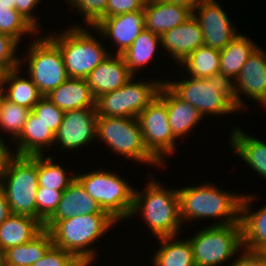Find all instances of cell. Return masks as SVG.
Segmentation results:
<instances>
[{
	"label": "cell",
	"instance_id": "obj_1",
	"mask_svg": "<svg viewBox=\"0 0 266 266\" xmlns=\"http://www.w3.org/2000/svg\"><path fill=\"white\" fill-rule=\"evenodd\" d=\"M178 196L183 225L203 218L219 220L211 225H230L240 222L243 193L225 191L218 185L215 186L213 182H204L197 186H179Z\"/></svg>",
	"mask_w": 266,
	"mask_h": 266
},
{
	"label": "cell",
	"instance_id": "obj_2",
	"mask_svg": "<svg viewBox=\"0 0 266 266\" xmlns=\"http://www.w3.org/2000/svg\"><path fill=\"white\" fill-rule=\"evenodd\" d=\"M152 178V179H151ZM144 186V190L135 188L133 207L129 215L141 216L151 235L156 238L180 235L182 222L180 219L178 188H168L153 177ZM157 180V181H156ZM181 227V228H180Z\"/></svg>",
	"mask_w": 266,
	"mask_h": 266
},
{
	"label": "cell",
	"instance_id": "obj_3",
	"mask_svg": "<svg viewBox=\"0 0 266 266\" xmlns=\"http://www.w3.org/2000/svg\"><path fill=\"white\" fill-rule=\"evenodd\" d=\"M178 80L167 79L165 84L178 97L195 107L204 119L239 112L235 81L222 72L206 79L186 76Z\"/></svg>",
	"mask_w": 266,
	"mask_h": 266
},
{
	"label": "cell",
	"instance_id": "obj_4",
	"mask_svg": "<svg viewBox=\"0 0 266 266\" xmlns=\"http://www.w3.org/2000/svg\"><path fill=\"white\" fill-rule=\"evenodd\" d=\"M117 223L109 214H83L58 221L48 231L54 246L73 253L80 261L95 262L99 254L92 245H98Z\"/></svg>",
	"mask_w": 266,
	"mask_h": 266
},
{
	"label": "cell",
	"instance_id": "obj_5",
	"mask_svg": "<svg viewBox=\"0 0 266 266\" xmlns=\"http://www.w3.org/2000/svg\"><path fill=\"white\" fill-rule=\"evenodd\" d=\"M89 30H95L100 37ZM59 32V33H58ZM46 34L60 49L70 78L85 79L111 52L102 43L101 34L94 28L74 23L64 30ZM94 35V36H93ZM108 50V51H107Z\"/></svg>",
	"mask_w": 266,
	"mask_h": 266
},
{
	"label": "cell",
	"instance_id": "obj_6",
	"mask_svg": "<svg viewBox=\"0 0 266 266\" xmlns=\"http://www.w3.org/2000/svg\"><path fill=\"white\" fill-rule=\"evenodd\" d=\"M100 169L78 172L76 179L103 211L117 222H125L133 207L135 188L116 172Z\"/></svg>",
	"mask_w": 266,
	"mask_h": 266
},
{
	"label": "cell",
	"instance_id": "obj_7",
	"mask_svg": "<svg viewBox=\"0 0 266 266\" xmlns=\"http://www.w3.org/2000/svg\"><path fill=\"white\" fill-rule=\"evenodd\" d=\"M99 140V141H98ZM96 142L105 144L114 154L155 167L163 166L148 152L137 118L98 117Z\"/></svg>",
	"mask_w": 266,
	"mask_h": 266
},
{
	"label": "cell",
	"instance_id": "obj_8",
	"mask_svg": "<svg viewBox=\"0 0 266 266\" xmlns=\"http://www.w3.org/2000/svg\"><path fill=\"white\" fill-rule=\"evenodd\" d=\"M195 266H224L243 250L240 222L230 225H209L188 237ZM237 254V255H236Z\"/></svg>",
	"mask_w": 266,
	"mask_h": 266
},
{
	"label": "cell",
	"instance_id": "obj_9",
	"mask_svg": "<svg viewBox=\"0 0 266 266\" xmlns=\"http://www.w3.org/2000/svg\"><path fill=\"white\" fill-rule=\"evenodd\" d=\"M38 188L37 155H13L0 181L11 214L36 218V192Z\"/></svg>",
	"mask_w": 266,
	"mask_h": 266
},
{
	"label": "cell",
	"instance_id": "obj_10",
	"mask_svg": "<svg viewBox=\"0 0 266 266\" xmlns=\"http://www.w3.org/2000/svg\"><path fill=\"white\" fill-rule=\"evenodd\" d=\"M29 43L27 55L24 53L20 56L19 67H27L28 73L24 74H29L39 92L46 96L69 78L63 56L59 47L47 35H36Z\"/></svg>",
	"mask_w": 266,
	"mask_h": 266
},
{
	"label": "cell",
	"instance_id": "obj_11",
	"mask_svg": "<svg viewBox=\"0 0 266 266\" xmlns=\"http://www.w3.org/2000/svg\"><path fill=\"white\" fill-rule=\"evenodd\" d=\"M133 76L125 85L117 90L104 93L95 100L98 117L137 118L148 104L158 95L159 89L166 80L142 79L134 81Z\"/></svg>",
	"mask_w": 266,
	"mask_h": 266
},
{
	"label": "cell",
	"instance_id": "obj_12",
	"mask_svg": "<svg viewBox=\"0 0 266 266\" xmlns=\"http://www.w3.org/2000/svg\"><path fill=\"white\" fill-rule=\"evenodd\" d=\"M137 119L146 149L165 169V160L173 156L178 143L169 125L166 104L156 96Z\"/></svg>",
	"mask_w": 266,
	"mask_h": 266
},
{
	"label": "cell",
	"instance_id": "obj_13",
	"mask_svg": "<svg viewBox=\"0 0 266 266\" xmlns=\"http://www.w3.org/2000/svg\"><path fill=\"white\" fill-rule=\"evenodd\" d=\"M98 115L95 108L66 111L62 123L55 133L54 147L72 152L96 142ZM79 148V149H78Z\"/></svg>",
	"mask_w": 266,
	"mask_h": 266
},
{
	"label": "cell",
	"instance_id": "obj_14",
	"mask_svg": "<svg viewBox=\"0 0 266 266\" xmlns=\"http://www.w3.org/2000/svg\"><path fill=\"white\" fill-rule=\"evenodd\" d=\"M221 5L220 0H205L192 11L203 32L204 45L217 50H222L240 34Z\"/></svg>",
	"mask_w": 266,
	"mask_h": 266
},
{
	"label": "cell",
	"instance_id": "obj_15",
	"mask_svg": "<svg viewBox=\"0 0 266 266\" xmlns=\"http://www.w3.org/2000/svg\"><path fill=\"white\" fill-rule=\"evenodd\" d=\"M237 109L246 110L243 96L262 105L266 109V52L258 46L249 56L235 80ZM241 95V96H240ZM243 95V96H242ZM244 101V102H243Z\"/></svg>",
	"mask_w": 266,
	"mask_h": 266
},
{
	"label": "cell",
	"instance_id": "obj_16",
	"mask_svg": "<svg viewBox=\"0 0 266 266\" xmlns=\"http://www.w3.org/2000/svg\"><path fill=\"white\" fill-rule=\"evenodd\" d=\"M94 28L102 39H108V43L112 40V44L116 45L117 50L113 54L122 55L145 29L144 10L106 17Z\"/></svg>",
	"mask_w": 266,
	"mask_h": 266
},
{
	"label": "cell",
	"instance_id": "obj_17",
	"mask_svg": "<svg viewBox=\"0 0 266 266\" xmlns=\"http://www.w3.org/2000/svg\"><path fill=\"white\" fill-rule=\"evenodd\" d=\"M160 39L165 57L167 53L173 58V64L179 66L193 51L204 45L203 32L193 15L180 25L167 30Z\"/></svg>",
	"mask_w": 266,
	"mask_h": 266
},
{
	"label": "cell",
	"instance_id": "obj_18",
	"mask_svg": "<svg viewBox=\"0 0 266 266\" xmlns=\"http://www.w3.org/2000/svg\"><path fill=\"white\" fill-rule=\"evenodd\" d=\"M108 214L91 198L81 183L75 179L62 193L54 213L44 222L43 227L49 230L56 222L75 215Z\"/></svg>",
	"mask_w": 266,
	"mask_h": 266
},
{
	"label": "cell",
	"instance_id": "obj_19",
	"mask_svg": "<svg viewBox=\"0 0 266 266\" xmlns=\"http://www.w3.org/2000/svg\"><path fill=\"white\" fill-rule=\"evenodd\" d=\"M133 75L122 55L112 53L85 78L95 98L125 85Z\"/></svg>",
	"mask_w": 266,
	"mask_h": 266
},
{
	"label": "cell",
	"instance_id": "obj_20",
	"mask_svg": "<svg viewBox=\"0 0 266 266\" xmlns=\"http://www.w3.org/2000/svg\"><path fill=\"white\" fill-rule=\"evenodd\" d=\"M243 193L240 208L243 249L266 253V205L259 210H251L256 195Z\"/></svg>",
	"mask_w": 266,
	"mask_h": 266
},
{
	"label": "cell",
	"instance_id": "obj_21",
	"mask_svg": "<svg viewBox=\"0 0 266 266\" xmlns=\"http://www.w3.org/2000/svg\"><path fill=\"white\" fill-rule=\"evenodd\" d=\"M157 96L166 104L169 125L177 140L193 132L204 119L195 107L178 97L165 83Z\"/></svg>",
	"mask_w": 266,
	"mask_h": 266
},
{
	"label": "cell",
	"instance_id": "obj_22",
	"mask_svg": "<svg viewBox=\"0 0 266 266\" xmlns=\"http://www.w3.org/2000/svg\"><path fill=\"white\" fill-rule=\"evenodd\" d=\"M55 134L31 111L28 114L23 131L12 143L14 155L34 156L45 155L54 148Z\"/></svg>",
	"mask_w": 266,
	"mask_h": 266
},
{
	"label": "cell",
	"instance_id": "obj_23",
	"mask_svg": "<svg viewBox=\"0 0 266 266\" xmlns=\"http://www.w3.org/2000/svg\"><path fill=\"white\" fill-rule=\"evenodd\" d=\"M145 29L161 36L167 30L185 22L192 11L182 5L163 0H146L144 5Z\"/></svg>",
	"mask_w": 266,
	"mask_h": 266
},
{
	"label": "cell",
	"instance_id": "obj_24",
	"mask_svg": "<svg viewBox=\"0 0 266 266\" xmlns=\"http://www.w3.org/2000/svg\"><path fill=\"white\" fill-rule=\"evenodd\" d=\"M228 145L233 149L251 170H254V174H258V177H262L266 180V143L260 139L246 134L245 131L240 129V126H235L229 132Z\"/></svg>",
	"mask_w": 266,
	"mask_h": 266
},
{
	"label": "cell",
	"instance_id": "obj_25",
	"mask_svg": "<svg viewBox=\"0 0 266 266\" xmlns=\"http://www.w3.org/2000/svg\"><path fill=\"white\" fill-rule=\"evenodd\" d=\"M46 97L62 111L81 108H95L96 98L85 79L68 78Z\"/></svg>",
	"mask_w": 266,
	"mask_h": 266
},
{
	"label": "cell",
	"instance_id": "obj_26",
	"mask_svg": "<svg viewBox=\"0 0 266 266\" xmlns=\"http://www.w3.org/2000/svg\"><path fill=\"white\" fill-rule=\"evenodd\" d=\"M0 93L7 100L30 110L43 97L31 78L28 75L27 77L23 75L20 67L10 70L0 77Z\"/></svg>",
	"mask_w": 266,
	"mask_h": 266
},
{
	"label": "cell",
	"instance_id": "obj_27",
	"mask_svg": "<svg viewBox=\"0 0 266 266\" xmlns=\"http://www.w3.org/2000/svg\"><path fill=\"white\" fill-rule=\"evenodd\" d=\"M44 229L36 218L11 214L0 225V247L4 250L31 241Z\"/></svg>",
	"mask_w": 266,
	"mask_h": 266
},
{
	"label": "cell",
	"instance_id": "obj_28",
	"mask_svg": "<svg viewBox=\"0 0 266 266\" xmlns=\"http://www.w3.org/2000/svg\"><path fill=\"white\" fill-rule=\"evenodd\" d=\"M160 36L144 29L122 54L130 73L135 76L140 69L153 63L158 52L161 54ZM159 50V51H158ZM157 52V53H156ZM136 73V74H135Z\"/></svg>",
	"mask_w": 266,
	"mask_h": 266
},
{
	"label": "cell",
	"instance_id": "obj_29",
	"mask_svg": "<svg viewBox=\"0 0 266 266\" xmlns=\"http://www.w3.org/2000/svg\"><path fill=\"white\" fill-rule=\"evenodd\" d=\"M160 248L153 254V266H195L189 240L179 235L157 239Z\"/></svg>",
	"mask_w": 266,
	"mask_h": 266
},
{
	"label": "cell",
	"instance_id": "obj_30",
	"mask_svg": "<svg viewBox=\"0 0 266 266\" xmlns=\"http://www.w3.org/2000/svg\"><path fill=\"white\" fill-rule=\"evenodd\" d=\"M257 44L243 33L236 36L226 47L220 50V72L234 81Z\"/></svg>",
	"mask_w": 266,
	"mask_h": 266
},
{
	"label": "cell",
	"instance_id": "obj_31",
	"mask_svg": "<svg viewBox=\"0 0 266 266\" xmlns=\"http://www.w3.org/2000/svg\"><path fill=\"white\" fill-rule=\"evenodd\" d=\"M53 246L48 230L43 229L31 241L5 250L6 265L31 266Z\"/></svg>",
	"mask_w": 266,
	"mask_h": 266
},
{
	"label": "cell",
	"instance_id": "obj_32",
	"mask_svg": "<svg viewBox=\"0 0 266 266\" xmlns=\"http://www.w3.org/2000/svg\"><path fill=\"white\" fill-rule=\"evenodd\" d=\"M180 65L179 68H183V72H186L185 76L201 79L209 78L220 72V50L202 45Z\"/></svg>",
	"mask_w": 266,
	"mask_h": 266
},
{
	"label": "cell",
	"instance_id": "obj_33",
	"mask_svg": "<svg viewBox=\"0 0 266 266\" xmlns=\"http://www.w3.org/2000/svg\"><path fill=\"white\" fill-rule=\"evenodd\" d=\"M54 157L37 155L38 187L64 191L76 179V172H67L64 166L55 162Z\"/></svg>",
	"mask_w": 266,
	"mask_h": 266
},
{
	"label": "cell",
	"instance_id": "obj_34",
	"mask_svg": "<svg viewBox=\"0 0 266 266\" xmlns=\"http://www.w3.org/2000/svg\"><path fill=\"white\" fill-rule=\"evenodd\" d=\"M0 33L13 37L19 44L23 35L41 34L14 8V0H0Z\"/></svg>",
	"mask_w": 266,
	"mask_h": 266
},
{
	"label": "cell",
	"instance_id": "obj_35",
	"mask_svg": "<svg viewBox=\"0 0 266 266\" xmlns=\"http://www.w3.org/2000/svg\"><path fill=\"white\" fill-rule=\"evenodd\" d=\"M30 109L7 100L0 93V130L9 134L8 141L14 142L23 131ZM0 138H3L0 135Z\"/></svg>",
	"mask_w": 266,
	"mask_h": 266
},
{
	"label": "cell",
	"instance_id": "obj_36",
	"mask_svg": "<svg viewBox=\"0 0 266 266\" xmlns=\"http://www.w3.org/2000/svg\"><path fill=\"white\" fill-rule=\"evenodd\" d=\"M74 12L80 14L85 21V26L95 27L102 19L106 18L108 0H66Z\"/></svg>",
	"mask_w": 266,
	"mask_h": 266
},
{
	"label": "cell",
	"instance_id": "obj_37",
	"mask_svg": "<svg viewBox=\"0 0 266 266\" xmlns=\"http://www.w3.org/2000/svg\"><path fill=\"white\" fill-rule=\"evenodd\" d=\"M63 191L38 187L36 192V219L42 224L54 213Z\"/></svg>",
	"mask_w": 266,
	"mask_h": 266
},
{
	"label": "cell",
	"instance_id": "obj_38",
	"mask_svg": "<svg viewBox=\"0 0 266 266\" xmlns=\"http://www.w3.org/2000/svg\"><path fill=\"white\" fill-rule=\"evenodd\" d=\"M54 134L60 127L64 111L43 96L31 110Z\"/></svg>",
	"mask_w": 266,
	"mask_h": 266
},
{
	"label": "cell",
	"instance_id": "obj_39",
	"mask_svg": "<svg viewBox=\"0 0 266 266\" xmlns=\"http://www.w3.org/2000/svg\"><path fill=\"white\" fill-rule=\"evenodd\" d=\"M19 45L13 37L0 33V77L19 67Z\"/></svg>",
	"mask_w": 266,
	"mask_h": 266
},
{
	"label": "cell",
	"instance_id": "obj_40",
	"mask_svg": "<svg viewBox=\"0 0 266 266\" xmlns=\"http://www.w3.org/2000/svg\"><path fill=\"white\" fill-rule=\"evenodd\" d=\"M80 260L71 252L52 246L45 255L31 266H76Z\"/></svg>",
	"mask_w": 266,
	"mask_h": 266
},
{
	"label": "cell",
	"instance_id": "obj_41",
	"mask_svg": "<svg viewBox=\"0 0 266 266\" xmlns=\"http://www.w3.org/2000/svg\"><path fill=\"white\" fill-rule=\"evenodd\" d=\"M146 0H108L106 17L144 10Z\"/></svg>",
	"mask_w": 266,
	"mask_h": 266
},
{
	"label": "cell",
	"instance_id": "obj_42",
	"mask_svg": "<svg viewBox=\"0 0 266 266\" xmlns=\"http://www.w3.org/2000/svg\"><path fill=\"white\" fill-rule=\"evenodd\" d=\"M42 0H14V8L39 32H42L41 24L34 15L35 10ZM38 21V22H37Z\"/></svg>",
	"mask_w": 266,
	"mask_h": 266
},
{
	"label": "cell",
	"instance_id": "obj_43",
	"mask_svg": "<svg viewBox=\"0 0 266 266\" xmlns=\"http://www.w3.org/2000/svg\"><path fill=\"white\" fill-rule=\"evenodd\" d=\"M229 266H263V253L243 249Z\"/></svg>",
	"mask_w": 266,
	"mask_h": 266
},
{
	"label": "cell",
	"instance_id": "obj_44",
	"mask_svg": "<svg viewBox=\"0 0 266 266\" xmlns=\"http://www.w3.org/2000/svg\"><path fill=\"white\" fill-rule=\"evenodd\" d=\"M6 140L7 139L4 140V138H0V181L6 171L9 159L14 155L12 149H10V142Z\"/></svg>",
	"mask_w": 266,
	"mask_h": 266
},
{
	"label": "cell",
	"instance_id": "obj_45",
	"mask_svg": "<svg viewBox=\"0 0 266 266\" xmlns=\"http://www.w3.org/2000/svg\"><path fill=\"white\" fill-rule=\"evenodd\" d=\"M11 215L5 194L0 190V225Z\"/></svg>",
	"mask_w": 266,
	"mask_h": 266
},
{
	"label": "cell",
	"instance_id": "obj_46",
	"mask_svg": "<svg viewBox=\"0 0 266 266\" xmlns=\"http://www.w3.org/2000/svg\"><path fill=\"white\" fill-rule=\"evenodd\" d=\"M169 3H175L189 8L191 11L195 10L205 0H163Z\"/></svg>",
	"mask_w": 266,
	"mask_h": 266
},
{
	"label": "cell",
	"instance_id": "obj_47",
	"mask_svg": "<svg viewBox=\"0 0 266 266\" xmlns=\"http://www.w3.org/2000/svg\"><path fill=\"white\" fill-rule=\"evenodd\" d=\"M6 265L5 250L0 247V266Z\"/></svg>",
	"mask_w": 266,
	"mask_h": 266
},
{
	"label": "cell",
	"instance_id": "obj_48",
	"mask_svg": "<svg viewBox=\"0 0 266 266\" xmlns=\"http://www.w3.org/2000/svg\"><path fill=\"white\" fill-rule=\"evenodd\" d=\"M94 261H80L76 266H93Z\"/></svg>",
	"mask_w": 266,
	"mask_h": 266
},
{
	"label": "cell",
	"instance_id": "obj_49",
	"mask_svg": "<svg viewBox=\"0 0 266 266\" xmlns=\"http://www.w3.org/2000/svg\"><path fill=\"white\" fill-rule=\"evenodd\" d=\"M263 266H266V253H263Z\"/></svg>",
	"mask_w": 266,
	"mask_h": 266
}]
</instances>
